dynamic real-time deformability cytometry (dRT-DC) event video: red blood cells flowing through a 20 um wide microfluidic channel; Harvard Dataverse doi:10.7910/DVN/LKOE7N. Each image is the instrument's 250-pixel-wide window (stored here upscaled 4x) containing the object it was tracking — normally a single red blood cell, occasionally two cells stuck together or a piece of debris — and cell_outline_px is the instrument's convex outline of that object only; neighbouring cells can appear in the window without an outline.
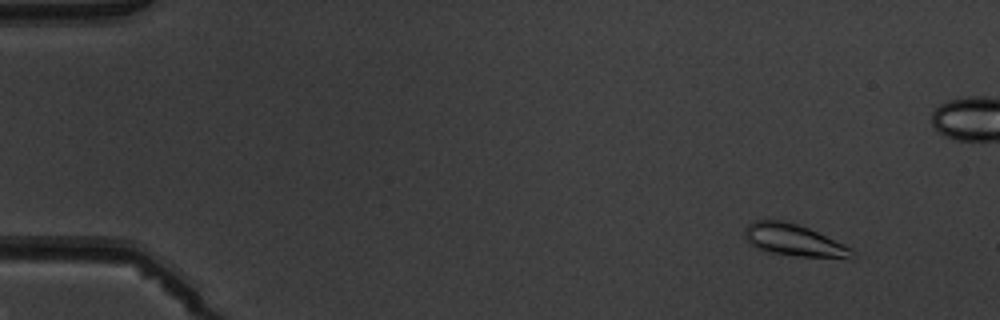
{"species": "common noctule bat (a hibernating species)", "species_latin": "Nyctalus noctula", "temperature_condition": "warm", "stored_images_in_passage": 6, "camera_frame_rate_fps": 3000, "um_per_image_px": 0.085, "animal": {"sex": "male", "body_mass_g": 19.5, "forearm_length_mm": 54.6}, "frame": {"image": 1, "passage_image": 2, "time_ms": 1.0, "image_size_px": [1000, 320], "cell_outline_px": [[856, 256], [852, 260], [800, 256], [772, 252], [756, 248], [744, 236], [744, 228], [748, 224], [756, 220], [784, 220], [808, 228], [844, 244], [852, 248]], "centroid_in_image_um": [67.56, 20.44], "position_along_channel_um": 17.4, "area_um2": 20.06}}